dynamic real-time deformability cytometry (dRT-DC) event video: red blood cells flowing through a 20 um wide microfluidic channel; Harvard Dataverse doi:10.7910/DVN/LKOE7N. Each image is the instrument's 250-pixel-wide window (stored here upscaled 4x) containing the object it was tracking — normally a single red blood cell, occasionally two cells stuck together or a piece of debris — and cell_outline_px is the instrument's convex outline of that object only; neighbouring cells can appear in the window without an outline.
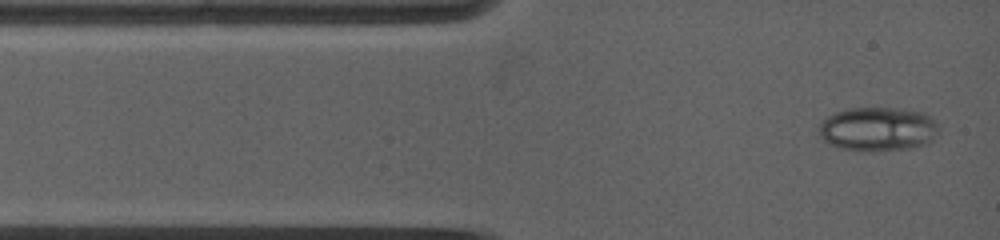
{"species": "common noctule bat (a hibernating species)", "species_latin": "Nyctalus noctula", "temperature_condition": "warm", "stored_images_in_passage": 23, "camera_frame_rate_fps": 5000, "um_per_image_px": 0.085, "animal": {"sex": "female", "body_mass_g": 19.0, "forearm_length_mm": 53.3}, "frame": {"image": 1, "passage_image": 1, "time_ms": 0.0, "image_size_px": [1000, 240], "cell_outline_px": [[936, 132], [932, 140], [924, 144], [912, 148], [868, 152], [840, 148], [824, 140], [820, 136], [816, 128], [828, 116], [836, 112], [852, 108], [896, 108], [924, 112], [936, 124]], "centroid_in_image_um": [74.58, 10.98], "position_along_channel_um": 10.4, "area_um2": 30.58}}
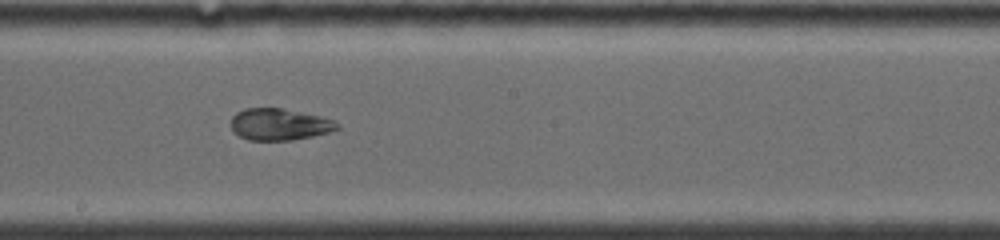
{"frame": {"image": 2, "passage_image": 16, "time_ms": 6.4, "image_size_px": [1000, 240], "cell_outline_px": [[340, 128], [328, 132], [312, 136], [292, 140], [248, 140], [240, 136], [232, 128], [232, 116], [236, 112], [244, 108], [280, 108], [320, 116], [336, 120], [340, 124]], "centroid_in_image_um": [23.78, 10.57], "position_along_channel_um": 224.4, "area_um2": 19.54}}
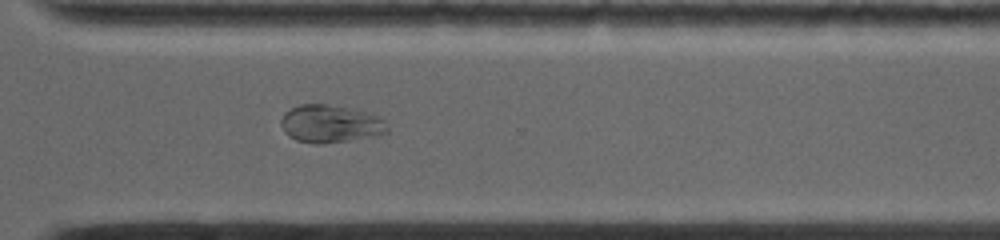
{"frame": {"image": 3, "passage_image": 23, "time_ms": 9.4, "image_size_px": [1000, 240], "cell_outline_px": [[388, 132], [376, 136], [320, 144], [312, 144], [296, 140], [288, 136], [284, 132], [280, 124], [280, 120], [284, 112], [300, 104], [324, 104], [348, 108], [368, 112], [380, 116], [384, 120], [388, 128]], "centroid_in_image_um": [28.07, 10.53], "position_along_channel_um": 342.5, "area_um2": 23.52}}